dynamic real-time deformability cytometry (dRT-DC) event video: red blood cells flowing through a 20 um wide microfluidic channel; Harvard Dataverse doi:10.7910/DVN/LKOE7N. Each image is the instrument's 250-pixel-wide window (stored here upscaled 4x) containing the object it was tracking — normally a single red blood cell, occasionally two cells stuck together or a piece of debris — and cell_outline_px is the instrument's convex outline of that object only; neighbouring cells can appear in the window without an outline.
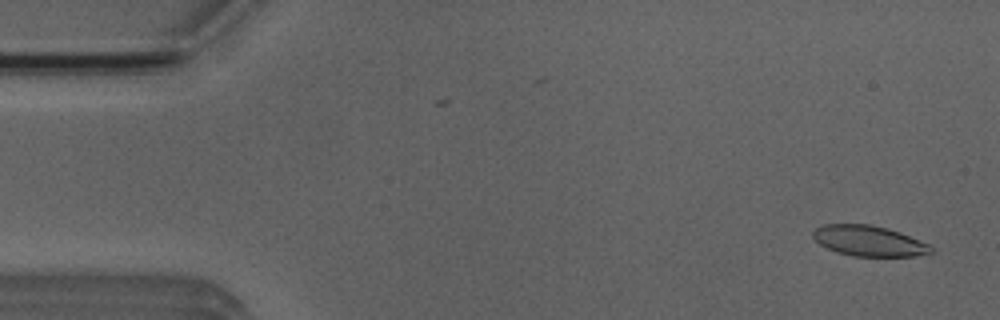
{"species": "Egyptian fruit bat (a non-hibernating species)", "species_latin": "Rousettus aegyptiacus", "temperature_condition": "room temperature", "stored_images_in_passage": 2, "camera_frame_rate_fps": 3000, "um_per_image_px": 0.085, "animal": {"sex": "male"}, "frame": {"image": 1, "passage_image": 2, "time_ms": 1.333, "image_size_px": [1000, 320], "cell_outline_px": [[932, 252], [916, 256], [852, 256], [836, 252], [820, 244], [812, 236], [812, 232], [816, 228], [824, 224], [872, 224], [888, 228], [900, 232], [928, 244], [932, 248]], "centroid_in_image_um": [73.83, 20.47], "position_along_channel_um": 11.2, "area_um2": 20.92}}